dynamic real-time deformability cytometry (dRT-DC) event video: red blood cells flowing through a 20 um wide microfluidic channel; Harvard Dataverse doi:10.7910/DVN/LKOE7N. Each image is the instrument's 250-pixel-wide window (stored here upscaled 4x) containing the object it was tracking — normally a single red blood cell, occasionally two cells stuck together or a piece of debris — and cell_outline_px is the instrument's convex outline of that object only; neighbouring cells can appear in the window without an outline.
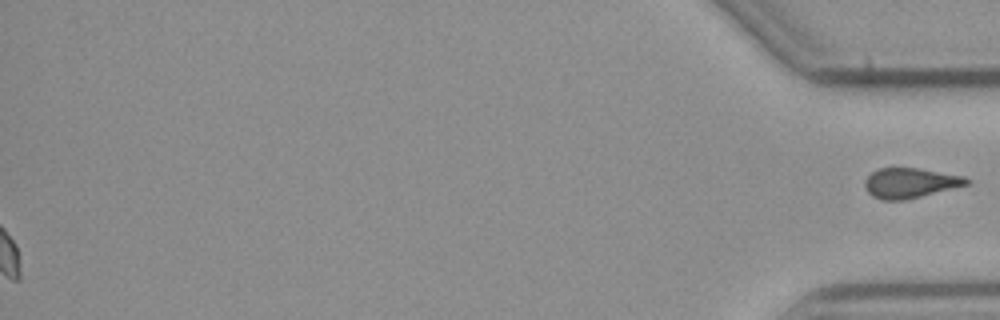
{"species": "common noctule bat (a hibernating species)", "species_latin": "Nyctalus noctula", "temperature_condition": "cold", "stored_images_in_passage": 54, "segment_of_instrument_passage": [2, 2], "camera_frame_rate_fps": 3000, "um_per_image_px": 0.085, "animal": {"sex": "male", "body_mass_g": 23.1, "forearm_length_mm": 52.7}, "frame": {"image": 1, "passage_image": 54, "time_ms": 17.667, "image_size_px": [1000, 320], "cell_outline_px": [[972, 180], [968, 184], [904, 200], [884, 200], [872, 196], [868, 192], [864, 184], [864, 180], [872, 172], [880, 168], [920, 168], [964, 176]], "centroid_in_image_um": [77.36, 15.54], "position_along_channel_um": 357.8, "area_um2": 17.63}}